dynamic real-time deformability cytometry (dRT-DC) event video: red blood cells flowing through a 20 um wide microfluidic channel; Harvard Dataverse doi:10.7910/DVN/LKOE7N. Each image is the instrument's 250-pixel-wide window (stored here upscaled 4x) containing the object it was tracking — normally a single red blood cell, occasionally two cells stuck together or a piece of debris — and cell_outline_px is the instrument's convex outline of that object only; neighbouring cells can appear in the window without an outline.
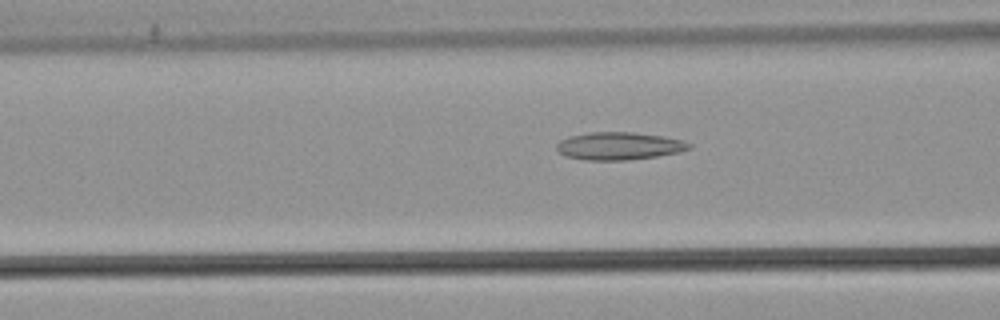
{"species": "common noctule bat (a hibernating species)", "species_latin": "Nyctalus noctula", "temperature_condition": "warm", "stored_images_in_passage": 49, "camera_frame_rate_fps": 3000, "um_per_image_px": 0.085, "animal": {"sex": "male", "body_mass_g": 21.5, "forearm_length_mm": 52.0}, "frame": {"image": 1, "passage_image": 17, "time_ms": 5.333, "image_size_px": [1000, 320], "cell_outline_px": [[692, 148], [680, 152], [656, 156], [628, 160], [584, 160], [564, 156], [556, 148], [556, 144], [560, 140], [568, 136], [592, 132], [632, 132], [664, 136], [680, 140], [692, 144]], "centroid_in_image_um": [52.6, 12.41], "position_along_channel_um": 114.0, "area_um2": 21.44}}
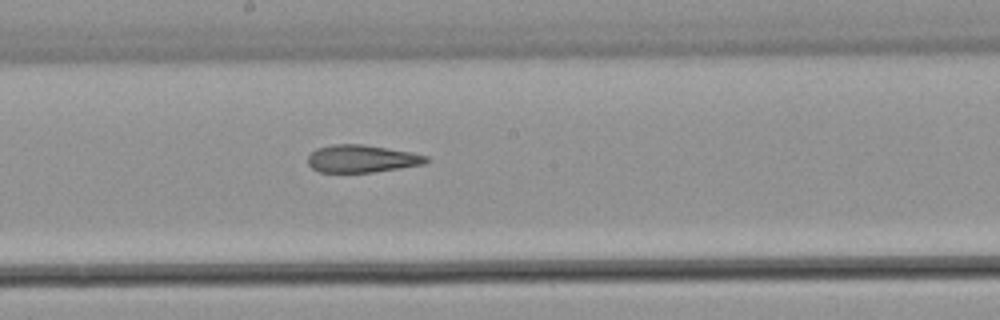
{"frame": {"image": 2, "passage_image": 25, "time_ms": 8.0, "image_size_px": [1000, 320], "cell_outline_px": [[432, 160], [424, 164], [400, 168], [372, 172], [320, 172], [312, 168], [308, 164], [308, 156], [316, 148], [332, 144], [360, 144], [412, 152], [428, 156]], "centroid_in_image_um": [30.77, 13.49], "position_along_channel_um": 217.4, "area_um2": 19.02}}
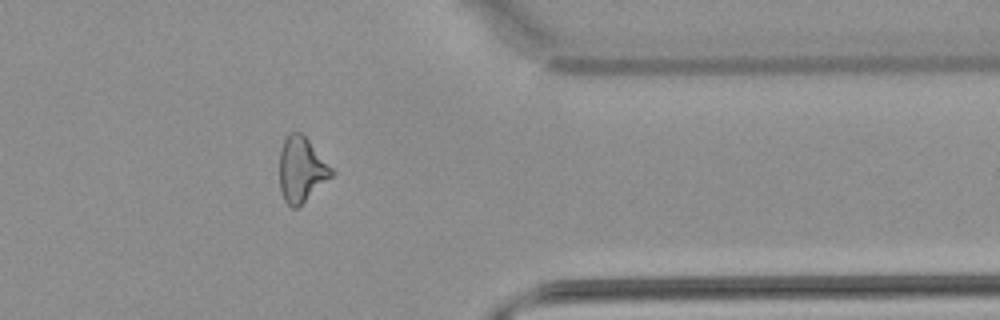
{"frame": {"image": 3, "passage_image": 39, "time_ms": 12.667, "image_size_px": [1000, 320], "cell_outline_px": [[336, 172], [332, 176], [296, 208], [292, 208], [284, 200], [280, 188], [280, 148], [288, 132], [300, 132], [308, 140]], "centroid_in_image_um": [25.61, 14.39], "position_along_channel_um": 385.8, "area_um2": 19.42}, "authors_computed_cell_mechanics": {"area_um2": 20.5768, "velocity_mm_per_s": 3.8814, "shape_relaxation_time_tau1_ms": null, "shape_relaxation_time_tau2_ms": 4.2579, "deformation_change_tau1": null, "deformation_change_tau2": 0.1682}}